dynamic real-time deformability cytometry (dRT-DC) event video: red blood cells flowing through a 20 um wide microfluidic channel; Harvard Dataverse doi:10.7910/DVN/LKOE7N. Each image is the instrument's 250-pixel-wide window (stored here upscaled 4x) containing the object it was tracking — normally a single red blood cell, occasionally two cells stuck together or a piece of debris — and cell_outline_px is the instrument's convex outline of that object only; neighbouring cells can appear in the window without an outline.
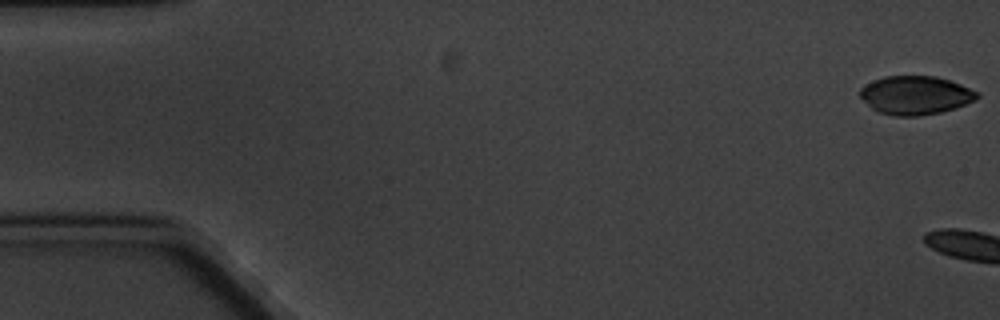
{"species": "common noctule bat (a hibernating species)", "species_latin": "Nyctalus noctula", "temperature_condition": "cold", "stored_images_in_passage": 3, "camera_frame_rate_fps": 3000, "um_per_image_px": 0.085, "animal": {"sex": "male", "body_mass_g": 20.1, "forearm_length_mm": 53.5}, "frame": {"image": 1, "passage_image": 1, "time_ms": 0.0, "image_size_px": [1000, 320], "cell_outline_px": [[980, 96], [976, 100], [956, 108], [940, 112], [916, 116], [892, 116], [880, 112], [872, 108], [860, 96], [860, 88], [884, 76], [936, 76], [960, 84], [980, 92]], "centroid_in_image_um": [77.86, 8.1], "position_along_channel_um": 7.1, "area_um2": 26.18}}